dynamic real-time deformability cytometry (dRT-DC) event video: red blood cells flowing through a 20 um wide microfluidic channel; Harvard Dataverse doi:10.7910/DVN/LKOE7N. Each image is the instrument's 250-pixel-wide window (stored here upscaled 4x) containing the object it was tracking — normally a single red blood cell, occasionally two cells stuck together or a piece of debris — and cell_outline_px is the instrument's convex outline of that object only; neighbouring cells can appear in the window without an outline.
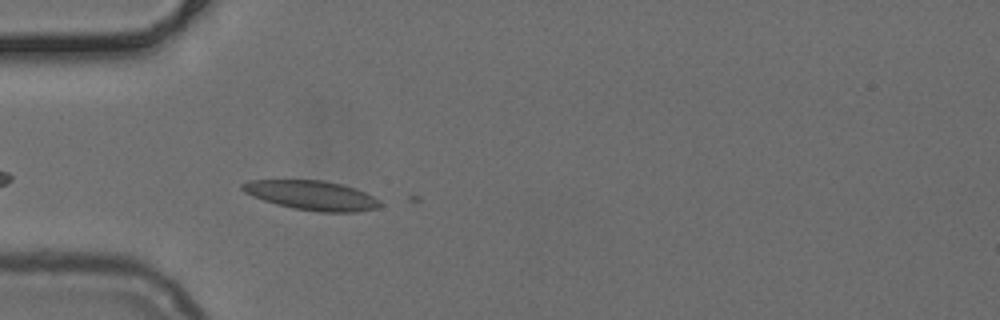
{"species": "common noctule bat (a hibernating species)", "species_latin": "Nyctalus noctula", "temperature_condition": "cold", "stored_images_in_passage": 7, "camera_frame_rate_fps": 3000, "um_per_image_px": 0.085, "animal": {"sex": "female", "body_mass_g": 24.6, "forearm_length_mm": 56.2}, "frame": {"image": 1, "passage_image": 4, "time_ms": 1.0, "image_size_px": [1000, 320], "cell_outline_px": [[384, 204], [376, 208], [356, 212], [320, 212], [292, 208], [276, 204], [252, 196], [244, 192], [240, 188], [240, 184], [252, 180], [324, 180], [356, 188], [380, 200]], "centroid_in_image_um": [26.5, 16.6], "position_along_channel_um": 58.5, "area_um2": 23.64}}